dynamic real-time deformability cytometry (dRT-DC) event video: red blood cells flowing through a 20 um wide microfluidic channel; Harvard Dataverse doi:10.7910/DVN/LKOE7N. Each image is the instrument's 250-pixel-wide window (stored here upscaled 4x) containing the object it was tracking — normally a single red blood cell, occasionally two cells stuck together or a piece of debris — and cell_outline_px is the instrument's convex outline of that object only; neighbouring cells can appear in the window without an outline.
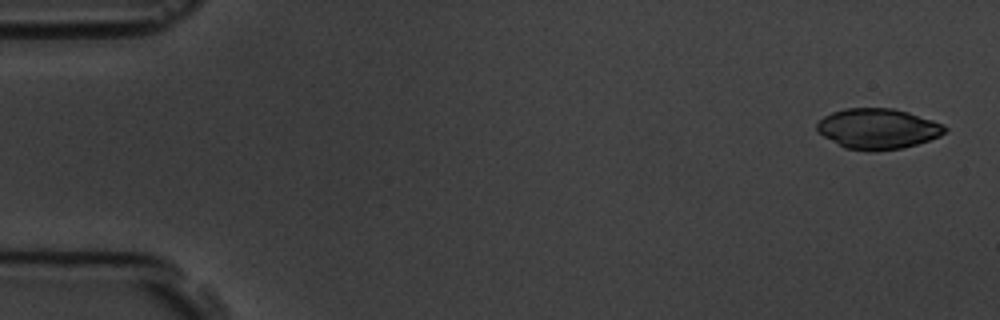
{"species": "common noctule bat (a hibernating species)", "species_latin": "Nyctalus noctula", "temperature_condition": "room temperature", "stored_images_in_passage": 5, "camera_frame_rate_fps": 3000, "um_per_image_px": 0.085, "animal": {"sex": "male", "body_mass_g": 19.5, "forearm_length_mm": 54.6}, "frame": {"image": 1, "passage_image": 1, "time_ms": 0.0, "image_size_px": [1000, 320], "cell_outline_px": [[948, 128], [940, 136], [904, 148], [872, 152], [868, 152], [844, 148], [824, 136], [816, 128], [816, 124], [824, 116], [832, 112], [844, 108], [892, 108], [908, 112], [944, 124]], "centroid_in_image_um": [74.61, 10.95], "position_along_channel_um": 10.4, "area_um2": 30.23}}